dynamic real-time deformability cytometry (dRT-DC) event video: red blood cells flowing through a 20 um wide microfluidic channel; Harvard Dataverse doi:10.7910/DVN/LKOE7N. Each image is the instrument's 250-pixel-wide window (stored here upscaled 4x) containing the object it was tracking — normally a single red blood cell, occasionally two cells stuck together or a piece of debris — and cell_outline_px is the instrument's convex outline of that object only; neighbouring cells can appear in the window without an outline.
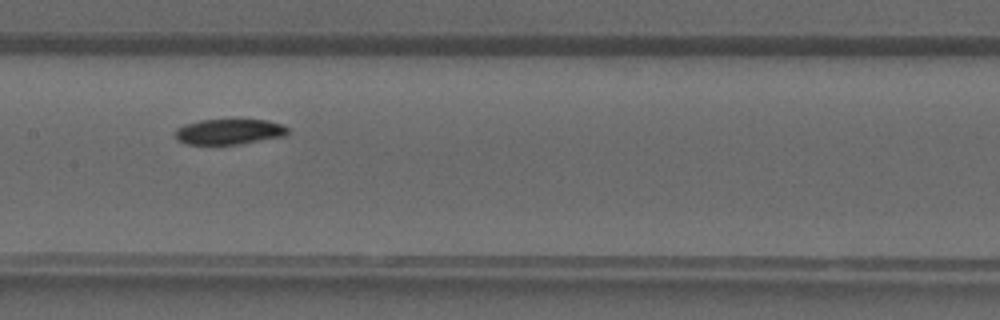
{"species": "common noctule bat (a hibernating species)", "species_latin": "Nyctalus noctula", "temperature_condition": "warm", "stored_images_in_passage": 27, "camera_frame_rate_fps": 3000, "um_per_image_px": 0.085, "animal": {"sex": "male", "forearm_length_mm": 52.5}, "frame": {"image": 1, "passage_image": 10, "time_ms": 3.0, "image_size_px": [1000, 320], "cell_outline_px": [[288, 132], [284, 136], [236, 144], [184, 144], [176, 140], [176, 128], [184, 124], [200, 120], [268, 120], [280, 124], [288, 128]], "centroid_in_image_um": [19.43, 11.19], "position_along_channel_um": 188.0, "area_um2": 16.53}}
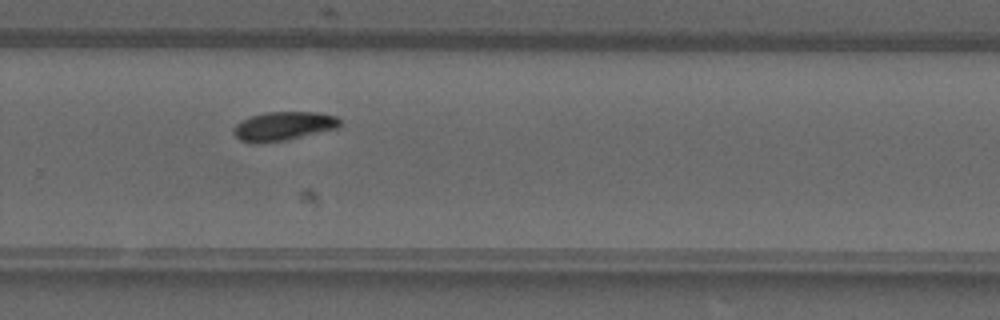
{"frame": {"image": 2, "passage_image": 17, "time_ms": 5.333, "image_size_px": [1000, 320], "cell_outline_px": [[340, 128], [284, 140], [260, 144], [252, 144], [240, 140], [232, 132], [236, 124], [252, 116], [264, 112], [320, 112], [336, 116], [340, 120]], "centroid_in_image_um": [24.1, 10.73], "position_along_channel_um": 305.7, "area_um2": 17.98}}
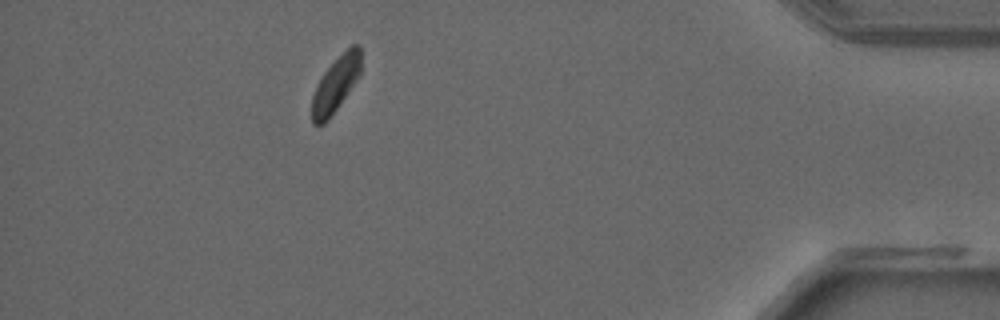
{"frame": {"image": 3, "passage_image": 26, "time_ms": 8.333, "image_size_px": [1000, 320], "cell_outline_px": [[360, 72], [356, 80], [328, 120], [324, 124], [312, 124], [312, 96], [316, 84], [324, 72], [352, 44], [356, 44], [360, 48]], "centroid_in_image_um": [28.5, 7.19], "position_along_channel_um": 406.7, "area_um2": 15.26}}